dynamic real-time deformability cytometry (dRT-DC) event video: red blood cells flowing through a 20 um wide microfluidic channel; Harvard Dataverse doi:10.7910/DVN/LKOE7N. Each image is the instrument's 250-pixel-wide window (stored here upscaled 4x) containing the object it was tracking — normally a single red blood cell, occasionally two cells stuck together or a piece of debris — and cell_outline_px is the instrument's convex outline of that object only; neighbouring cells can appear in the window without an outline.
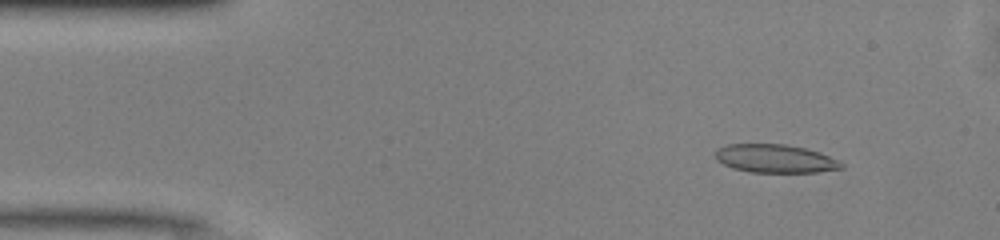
{"species": "common noctule bat (a hibernating species)", "species_latin": "Nyctalus noctula", "temperature_condition": "warm", "stored_images_in_passage": 48, "camera_frame_rate_fps": 3000, "um_per_image_px": 0.085, "animal": {"sex": "male", "body_mass_g": 13.0, "forearm_length_mm": 53.1}, "frame": {"image": 1, "passage_image": 5, "time_ms": 1.333, "image_size_px": [1000, 240], "cell_outline_px": [[844, 168], [816, 172], [748, 172], [732, 168], [716, 160], [716, 148], [728, 144], [784, 144], [804, 148], [828, 156], [844, 164]], "centroid_in_image_um": [65.84, 13.48], "position_along_channel_um": 19.2, "area_um2": 20.63}}
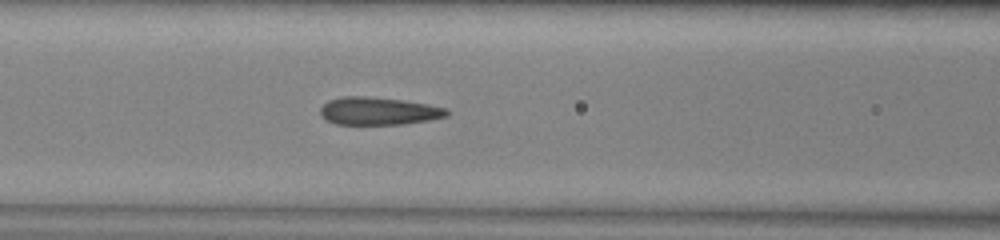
{"frame": {"image": 2, "passage_image": 19, "time_ms": 6.0, "image_size_px": [1000, 240], "cell_outline_px": [[452, 112], [448, 116], [428, 120], [404, 124], [336, 124], [320, 116], [320, 108], [328, 100], [344, 96], [368, 96], [404, 100], [428, 104], [448, 108]], "centroid_in_image_um": [32.21, 9.43], "position_along_channel_um": 134.4, "area_um2": 20.63}}
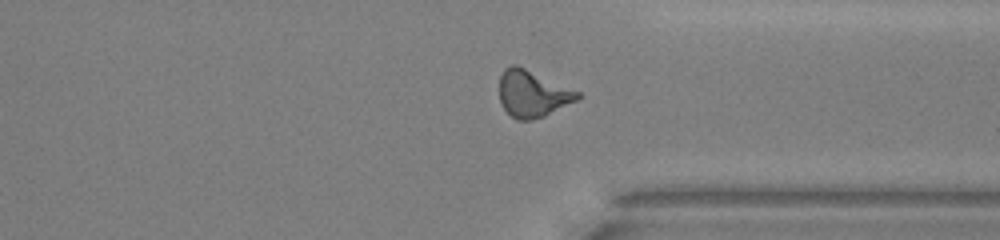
{"frame": {"image": 3, "passage_image": 36, "time_ms": 11.667, "image_size_px": [1000, 240], "cell_outline_px": [[584, 96], [544, 116], [532, 120], [516, 120], [500, 104], [500, 76], [504, 68], [512, 64], [516, 64], [580, 92]], "centroid_in_image_um": [45.25, 7.96], "position_along_channel_um": 366.1, "area_um2": 21.15}, "authors_computed_cell_mechanics": {"area_um2": 20.6346, "velocity_mm_per_s": 4.1275, "shape_relaxation_time_tau1_ms": 7.9126, "shape_relaxation_time_tau2_ms": 1.431, "deformation_change_tau1": 0.2303, "deformation_change_tau2": 0.0821}}